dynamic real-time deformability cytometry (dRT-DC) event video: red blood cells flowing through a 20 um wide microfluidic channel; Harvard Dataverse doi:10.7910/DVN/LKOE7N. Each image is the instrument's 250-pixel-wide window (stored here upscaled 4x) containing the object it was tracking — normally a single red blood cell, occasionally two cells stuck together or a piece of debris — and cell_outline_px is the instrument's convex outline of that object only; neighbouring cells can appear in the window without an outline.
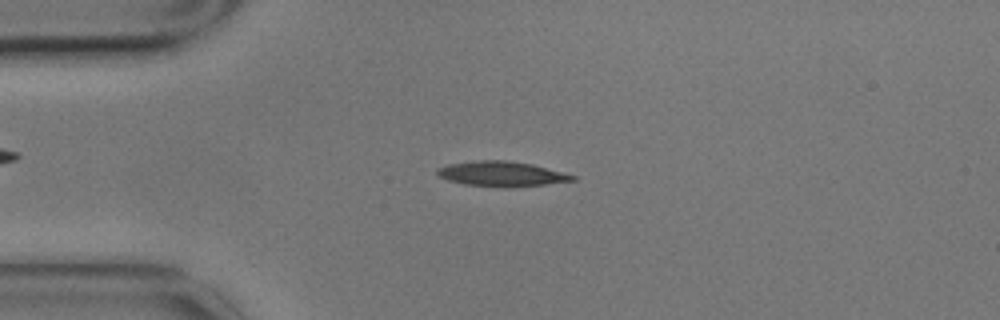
{"species": "common noctule bat (a hibernating species)", "species_latin": "Nyctalus noctula", "temperature_condition": "cold", "stored_images_in_passage": 4, "camera_frame_rate_fps": 3000, "um_per_image_px": 0.085, "animal": {"sex": "male", "body_mass_g": 17.9}, "frame": {"image": 1, "passage_image": 3, "time_ms": 0.667, "image_size_px": [1000, 320], "cell_outline_px": [[576, 180], [544, 184], [504, 188], [464, 184], [448, 180], [436, 176], [436, 168], [448, 164], [476, 160], [504, 160], [532, 164], [576, 176]], "centroid_in_image_um": [42.56, 14.78], "position_along_channel_um": 42.4, "area_um2": 19.71}}